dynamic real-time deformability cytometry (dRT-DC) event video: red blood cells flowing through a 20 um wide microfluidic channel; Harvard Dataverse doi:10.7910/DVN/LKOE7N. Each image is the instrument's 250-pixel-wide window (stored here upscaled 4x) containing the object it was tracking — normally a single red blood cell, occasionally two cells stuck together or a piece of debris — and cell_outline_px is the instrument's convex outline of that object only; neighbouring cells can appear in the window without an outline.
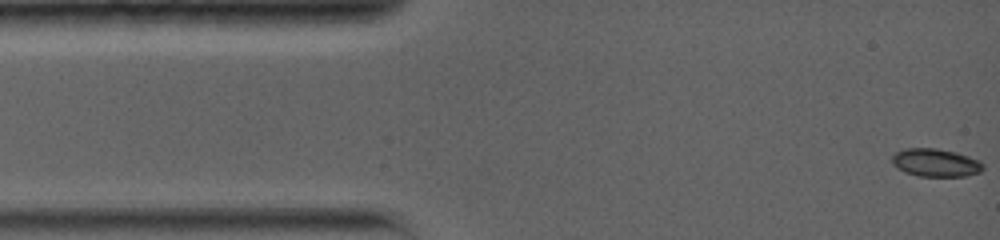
{"species": "common noctule bat (a hibernating species)", "species_latin": "Nyctalus noctula", "temperature_condition": "warm", "stored_images_in_passage": 13, "camera_frame_rate_fps": 5000, "um_per_image_px": 0.085, "animal": {"sex": "female", "body_mass_g": 19.0, "forearm_length_mm": 56.7}, "frame": {"image": 1, "passage_image": 1, "time_ms": 0.0, "image_size_px": [1000, 240], "cell_outline_px": [[984, 168], [980, 172], [964, 176], [920, 176], [904, 172], [896, 168], [892, 164], [892, 156], [896, 152], [904, 148], [936, 148], [956, 152], [980, 160], [984, 164]], "centroid_in_image_um": [79.52, 13.82], "position_along_channel_um": 5.5, "area_um2": 14.97}}
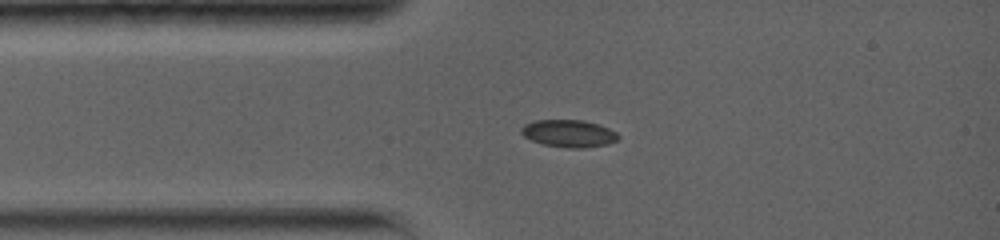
{"frame": {"image": 2, "passage_image": 7, "time_ms": 2.8, "image_size_px": [1000, 240], "cell_outline_px": [[620, 136], [616, 140], [608, 144], [584, 148], [568, 148], [544, 144], [532, 140], [524, 136], [520, 132], [520, 128], [524, 124], [536, 120], [584, 120], [600, 124], [616, 132]], "centroid_in_image_um": [48.35, 11.34], "position_along_channel_um": 36.6, "area_um2": 15.49}}
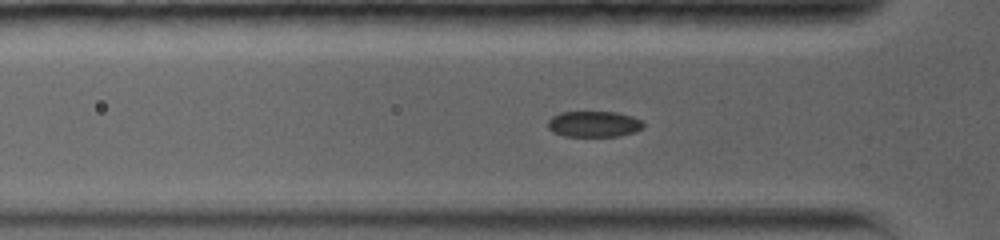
{"frame": {"image": 3, "passage_image": 10, "time_ms": 4.0, "image_size_px": [1000, 240], "cell_outline_px": [[644, 124], [636, 132], [620, 136], [564, 136], [552, 132], [548, 128], [548, 120], [552, 116], [560, 112], [616, 112], [632, 116], [644, 120]], "centroid_in_image_um": [50.48, 10.54], "position_along_channel_um": 75.3, "area_um2": 14.57}}